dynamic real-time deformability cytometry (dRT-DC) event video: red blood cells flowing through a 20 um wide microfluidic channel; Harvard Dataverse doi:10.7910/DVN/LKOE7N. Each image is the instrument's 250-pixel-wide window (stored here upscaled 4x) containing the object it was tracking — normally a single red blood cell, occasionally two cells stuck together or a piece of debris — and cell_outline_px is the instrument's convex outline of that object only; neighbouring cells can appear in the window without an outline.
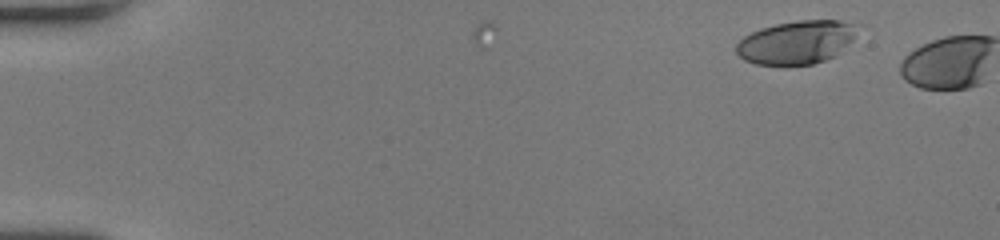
{"species": "human", "species_latin": "Homo sapiens", "temperature_condition": "room temperature", "stored_images_in_passage": 5, "camera_frame_rate_fps": 3000, "um_per_image_px": 0.085, "donor": {"sex": "female"}, "frame": {"image": 1, "passage_image": 1, "time_ms": 0.0, "image_size_px": [1000, 240], "cell_outline_px": [[852, 40], [832, 56], [824, 60], [812, 64], [756, 64], [744, 60], [736, 52], [736, 44], [744, 36], [760, 28], [776, 24], [800, 20], [840, 20], [852, 24]], "centroid_in_image_um": [67.6, 3.59], "position_along_channel_um": 17.4, "area_um2": 29.65}}